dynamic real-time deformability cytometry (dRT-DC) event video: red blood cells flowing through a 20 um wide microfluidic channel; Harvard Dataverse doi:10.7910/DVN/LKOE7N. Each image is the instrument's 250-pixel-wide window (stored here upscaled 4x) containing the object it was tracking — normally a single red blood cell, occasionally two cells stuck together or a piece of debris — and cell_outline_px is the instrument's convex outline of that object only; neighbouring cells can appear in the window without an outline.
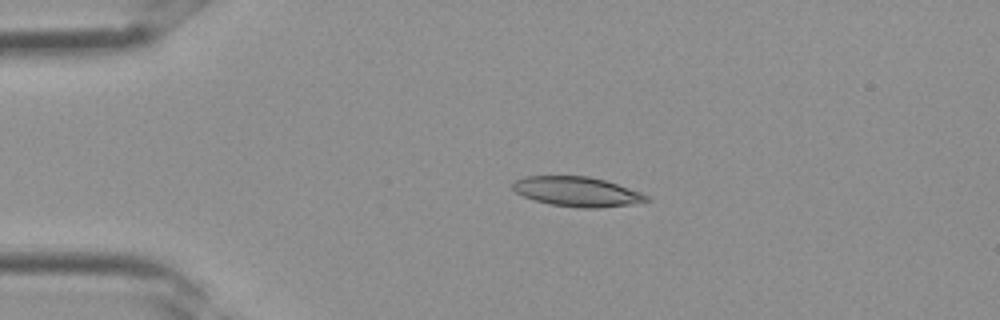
{"species": "Egyptian fruit bat (a non-hibernating species)", "species_latin": "Rousettus aegyptiacus", "temperature_condition": "room temperature", "stored_images_in_passage": 2, "camera_frame_rate_fps": 3000, "um_per_image_px": 0.085, "frame": {"image": 1, "passage_image": 1, "time_ms": 0.0, "image_size_px": [1000, 320], "cell_outline_px": [[652, 200], [632, 204], [596, 208], [576, 208], [548, 204], [524, 196], [516, 192], [512, 188], [512, 184], [516, 180], [524, 176], [588, 176], [604, 180], [640, 192], [648, 196]], "centroid_in_image_um": [49.04, 16.29], "position_along_channel_um": 36.0, "area_um2": 23.06}}